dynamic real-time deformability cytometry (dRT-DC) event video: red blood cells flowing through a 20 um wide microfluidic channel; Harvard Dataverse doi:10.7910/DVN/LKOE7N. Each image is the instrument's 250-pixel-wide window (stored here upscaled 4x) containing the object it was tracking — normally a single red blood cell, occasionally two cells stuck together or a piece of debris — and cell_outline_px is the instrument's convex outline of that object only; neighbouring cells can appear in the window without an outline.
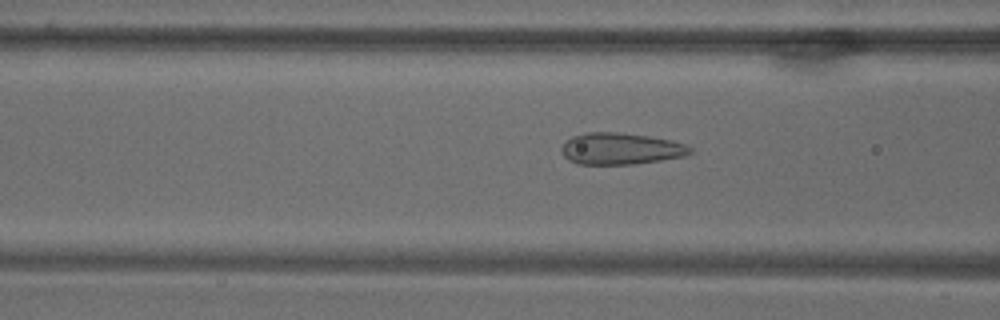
{"species": "common noctule bat (a hibernating species)", "species_latin": "Nyctalus noctula", "temperature_condition": "warm", "stored_images_in_passage": 70, "camera_frame_rate_fps": 3000, "um_per_image_px": 0.085, "animal": {"sex": "male", "body_mass_g": 18.8}, "frame": {"image": 1, "passage_image": 28, "time_ms": 9.0, "image_size_px": [1000, 320], "cell_outline_px": [[692, 152], [684, 156], [660, 160], [632, 164], [576, 164], [568, 160], [560, 152], [560, 148], [564, 140], [572, 136], [588, 132], [620, 132], [648, 136], [672, 140], [684, 144], [692, 148]], "centroid_in_image_um": [52.7, 12.63], "position_along_channel_um": 113.9, "area_um2": 23.87}}
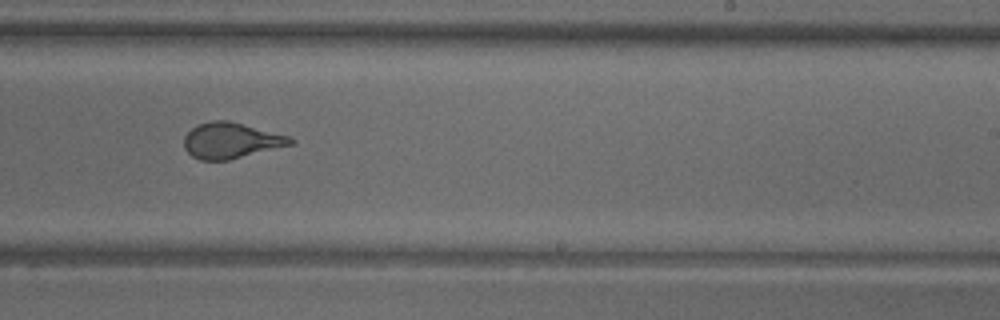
{"frame": {"image": 2, "passage_image": 44, "time_ms": 14.333, "image_size_px": [1000, 320], "cell_outline_px": [[296, 140], [292, 144], [228, 160], [200, 160], [192, 156], [184, 148], [184, 136], [196, 124], [212, 120], [228, 120], [292, 136]], "centroid_in_image_um": [19.64, 11.93], "position_along_channel_um": 269.4, "area_um2": 22.25}}
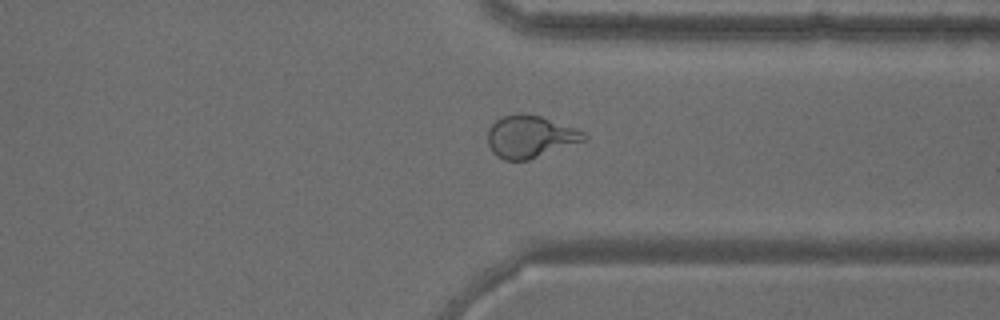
{"frame": {"image": 3, "passage_image": 54, "time_ms": 17.667, "image_size_px": [1000, 320], "cell_outline_px": [[588, 136], [584, 140], [528, 160], [504, 160], [496, 156], [492, 152], [488, 144], [488, 128], [496, 120], [504, 116], [540, 116], [576, 128], [584, 132]], "centroid_in_image_um": [45.04, 11.65], "position_along_channel_um": 366.4, "area_um2": 23.0}}